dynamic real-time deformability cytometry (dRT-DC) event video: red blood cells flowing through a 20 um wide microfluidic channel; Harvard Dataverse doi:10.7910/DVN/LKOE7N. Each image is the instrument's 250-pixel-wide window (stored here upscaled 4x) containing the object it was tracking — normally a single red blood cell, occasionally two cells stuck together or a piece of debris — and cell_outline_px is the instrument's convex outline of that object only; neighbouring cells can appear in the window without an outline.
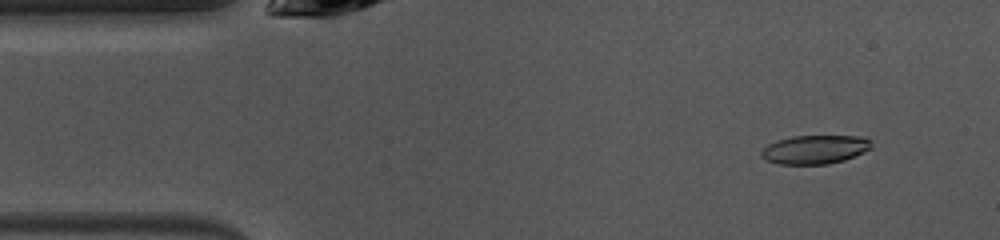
{"species": "common noctule bat (a hibernating species)", "species_latin": "Nyctalus noctula", "temperature_condition": "warm", "stored_images_in_passage": 44, "camera_frame_rate_fps": 3000, "um_per_image_px": 0.085, "animal": {"sex": "female", "body_mass_g": 10.0, "forearm_length_mm": 53.1}, "frame": {"image": 1, "passage_image": 4, "time_ms": 1.0, "image_size_px": [1000, 240], "cell_outline_px": [[872, 148], [864, 152], [844, 160], [828, 164], [780, 164], [768, 160], [760, 156], [760, 152], [768, 144], [776, 140], [792, 136], [864, 136], [872, 140]], "centroid_in_image_um": [69.3, 12.69], "position_along_channel_um": 15.7, "area_um2": 18.55}}
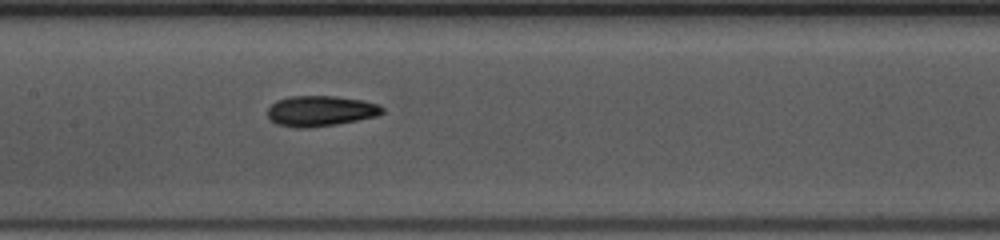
{"frame": {"image": 2, "passage_image": 21, "time_ms": 6.667, "image_size_px": [1000, 240], "cell_outline_px": [[384, 112], [376, 116], [336, 124], [308, 128], [296, 128], [276, 124], [268, 120], [268, 108], [276, 100], [288, 96], [336, 96], [364, 100], [380, 104], [384, 108]], "centroid_in_image_um": [27.23, 9.43], "position_along_channel_um": 180.2, "area_um2": 20.63}}
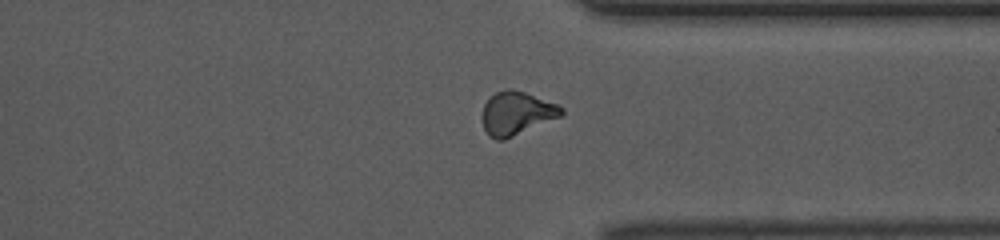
{"frame": {"image": 3, "passage_image": 35, "time_ms": 11.333, "image_size_px": [1000, 240], "cell_outline_px": [[564, 112], [560, 116], [504, 140], [496, 140], [488, 136], [484, 128], [480, 116], [484, 104], [496, 92], [504, 88], [512, 88], [524, 92], [556, 104], [564, 108]], "centroid_in_image_um": [43.85, 9.63], "position_along_channel_um": 367.6, "area_um2": 19.94}, "authors_computed_cell_mechanics": {"area_um2": 19.5942, "velocity_mm_per_s": 4.0667, "shape_relaxation_time_tau1_ms": 5.161, "shape_relaxation_time_tau2_ms": 2.3733, "deformation_change_tau1": 0.1865, "deformation_change_tau2": 0.0876}}